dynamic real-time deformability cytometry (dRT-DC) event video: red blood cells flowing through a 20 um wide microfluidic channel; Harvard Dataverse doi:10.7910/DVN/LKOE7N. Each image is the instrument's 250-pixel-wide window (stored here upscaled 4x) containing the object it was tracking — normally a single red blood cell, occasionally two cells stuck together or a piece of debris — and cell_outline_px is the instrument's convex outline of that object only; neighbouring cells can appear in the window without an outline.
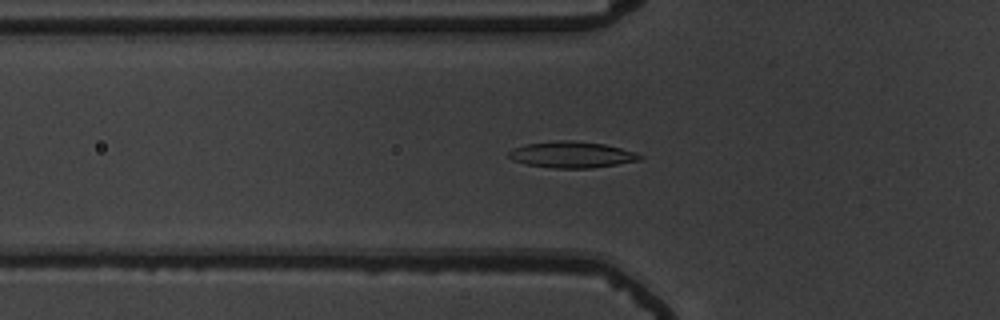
{"species": "common noctule bat (a hibernating species)", "species_latin": "Nyctalus noctula", "temperature_condition": "warm", "stored_images_in_passage": 47, "segment_of_instrument_passage": [1, 2], "camera_frame_rate_fps": 3000, "um_per_image_px": 0.085, "animal": {"sex": "male", "body_mass_g": 19.5, "forearm_length_mm": 54.6}, "frame": {"image": 1, "passage_image": 10, "time_ms": 3.0, "image_size_px": [1000, 320], "cell_outline_px": [[644, 156], [640, 160], [592, 168], [552, 168], [528, 164], [512, 160], [508, 156], [508, 152], [512, 148], [524, 144], [560, 140], [572, 140], [604, 144], [620, 148]], "centroid_in_image_um": [48.55, 13.14], "position_along_channel_um": 77.2, "area_um2": 19.94}}
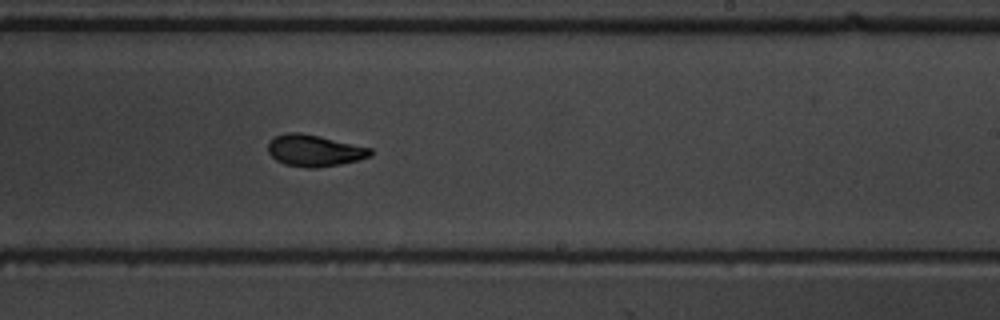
{"frame": {"image": 2, "passage_image": 25, "time_ms": 8.0, "image_size_px": [1000, 320], "cell_outline_px": [[372, 156], [360, 160], [340, 164], [316, 168], [308, 168], [284, 164], [276, 160], [268, 152], [268, 144], [276, 136], [288, 132], [300, 132], [320, 136], [372, 148]], "centroid_in_image_um": [26.75, 12.8], "position_along_channel_um": 262.2, "area_um2": 18.9}}
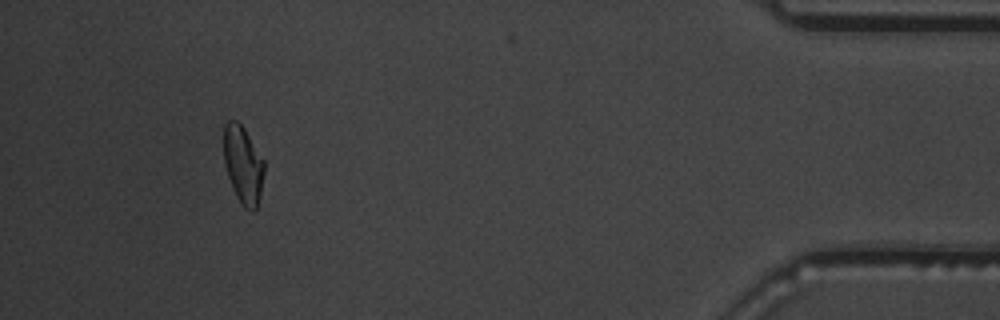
{"frame": {"image": 3, "passage_image": 42, "time_ms": 13.667, "image_size_px": [1000, 320], "cell_outline_px": [[264, 172], [260, 192], [256, 208], [252, 212], [244, 208], [236, 196], [228, 176], [224, 164], [224, 124], [228, 120], [236, 120], [244, 128], [264, 160]], "centroid_in_image_um": [20.65, 13.99], "position_along_channel_um": 414.5, "area_um2": 18.15}}